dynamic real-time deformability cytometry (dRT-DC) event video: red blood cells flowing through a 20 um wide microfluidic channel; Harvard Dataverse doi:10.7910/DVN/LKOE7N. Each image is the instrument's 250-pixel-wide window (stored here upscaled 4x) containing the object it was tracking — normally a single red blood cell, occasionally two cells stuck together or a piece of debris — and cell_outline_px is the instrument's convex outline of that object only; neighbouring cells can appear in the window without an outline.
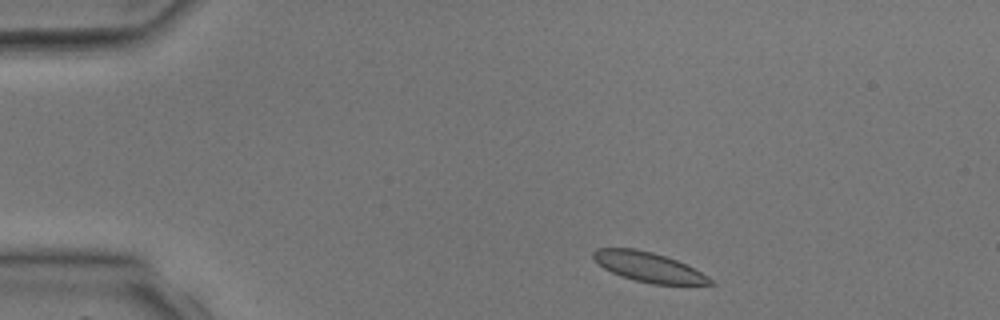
{"species": "common noctule bat (a hibernating species)", "species_latin": "Nyctalus noctula", "temperature_condition": "room temperature", "stored_images_in_passage": 2, "camera_frame_rate_fps": 3000, "um_per_image_px": 0.085, "animal": {"sex": "male", "body_mass_g": 17.9, "forearm_length_mm": 54.2}, "frame": {"image": 1, "passage_image": 1, "time_ms": 0.0, "image_size_px": [1000, 320], "cell_outline_px": [[716, 284], [652, 284], [620, 276], [604, 268], [592, 256], [592, 252], [596, 248], [636, 248], [652, 252], [676, 260], [708, 276]], "centroid_in_image_um": [55.1, 22.69], "position_along_channel_um": 29.9, "area_um2": 19.88}}